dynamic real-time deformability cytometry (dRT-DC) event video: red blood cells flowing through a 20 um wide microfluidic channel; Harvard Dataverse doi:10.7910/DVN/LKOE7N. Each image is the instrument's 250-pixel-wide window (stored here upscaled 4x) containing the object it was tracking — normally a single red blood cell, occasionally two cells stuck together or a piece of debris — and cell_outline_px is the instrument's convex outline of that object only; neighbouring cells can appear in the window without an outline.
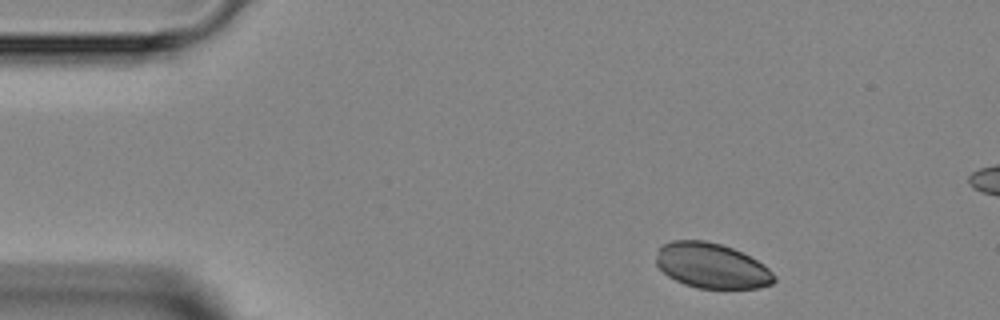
{"species": "Egyptian fruit bat (a non-hibernating species)", "species_latin": "Rousettus aegyptiacus", "temperature_condition": "room temperature", "stored_images_in_passage": 3, "camera_frame_rate_fps": 3000, "um_per_image_px": 0.085, "animal": {"sex": "female"}, "frame": {"image": 1, "passage_image": 1, "time_ms": 0.0, "image_size_px": [1000, 320], "cell_outline_px": [[776, 280], [772, 284], [760, 288], [696, 288], [684, 284], [668, 276], [656, 264], [656, 256], [660, 248], [664, 244], [672, 240], [704, 240], [720, 244], [732, 248], [764, 264], [776, 276]], "centroid_in_image_um": [60.5, 22.59], "position_along_channel_um": 24.5, "area_um2": 30.92}}